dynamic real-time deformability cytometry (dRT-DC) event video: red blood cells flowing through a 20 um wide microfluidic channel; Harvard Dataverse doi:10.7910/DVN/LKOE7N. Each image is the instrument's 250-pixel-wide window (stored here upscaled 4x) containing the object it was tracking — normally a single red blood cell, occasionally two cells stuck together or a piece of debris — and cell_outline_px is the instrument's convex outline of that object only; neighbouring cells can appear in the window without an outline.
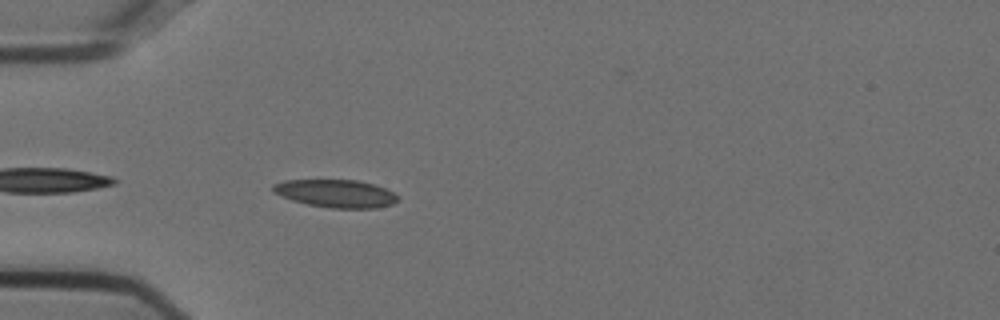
{"species": "Egyptian fruit bat (a non-hibernating species)", "species_latin": "Rousettus aegyptiacus", "temperature_condition": "cold", "stored_images_in_passage": 27, "camera_frame_rate_fps": 3000, "um_per_image_px": 0.085, "animal": {"sex": "female"}, "frame": {"image": 1, "passage_image": 2, "time_ms": 0.333, "image_size_px": [1000, 320], "cell_outline_px": [[400, 200], [392, 204], [376, 208], [332, 208], [308, 204], [292, 200], [280, 196], [272, 192], [272, 184], [284, 180], [356, 180], [372, 184], [384, 188], [400, 196]], "centroid_in_image_um": [28.54, 16.45], "position_along_channel_um": 56.5, "area_um2": 20.29}}
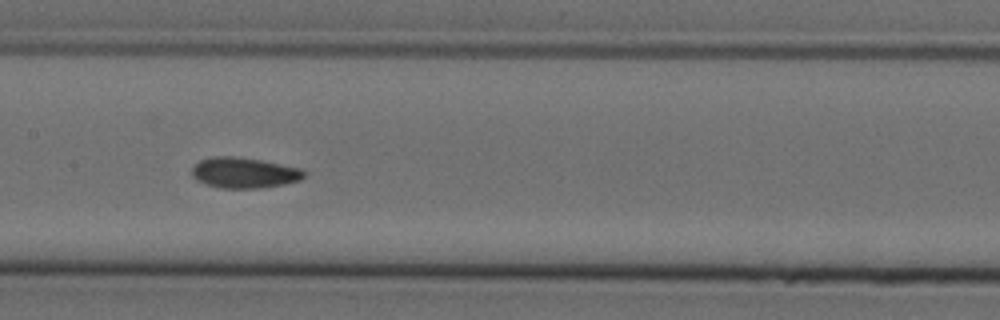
{"frame": {"image": 2, "passage_image": 13, "time_ms": 4.0, "image_size_px": [1000, 320], "cell_outline_px": [[304, 176], [300, 180], [284, 184], [260, 188], [220, 188], [204, 184], [196, 180], [192, 176], [192, 168], [200, 160], [212, 156], [232, 156], [260, 160], [304, 168]], "centroid_in_image_um": [20.74, 14.68], "position_along_channel_um": 186.7, "area_um2": 20.11}}
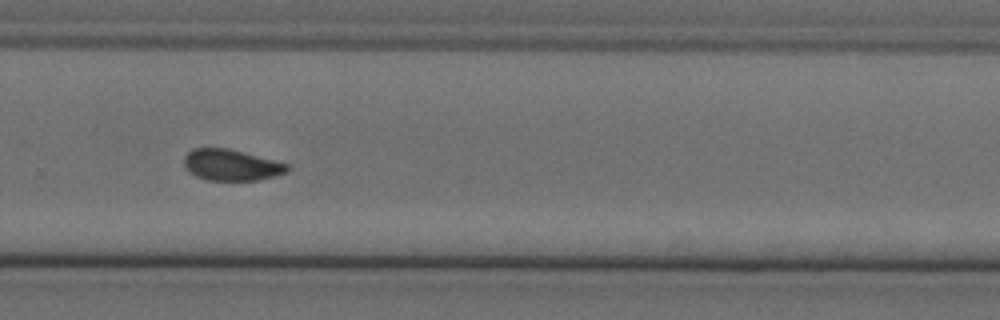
{"frame": {"image": 3, "passage_image": 23, "time_ms": 7.333, "image_size_px": [1000, 320], "cell_outline_px": [[292, 168], [288, 172], [276, 176], [260, 180], [208, 180], [196, 176], [188, 172], [184, 168], [184, 156], [192, 148], [228, 148], [288, 164]], "centroid_in_image_um": [19.66, 14.03], "position_along_channel_um": 310.1, "area_um2": 18.9}}